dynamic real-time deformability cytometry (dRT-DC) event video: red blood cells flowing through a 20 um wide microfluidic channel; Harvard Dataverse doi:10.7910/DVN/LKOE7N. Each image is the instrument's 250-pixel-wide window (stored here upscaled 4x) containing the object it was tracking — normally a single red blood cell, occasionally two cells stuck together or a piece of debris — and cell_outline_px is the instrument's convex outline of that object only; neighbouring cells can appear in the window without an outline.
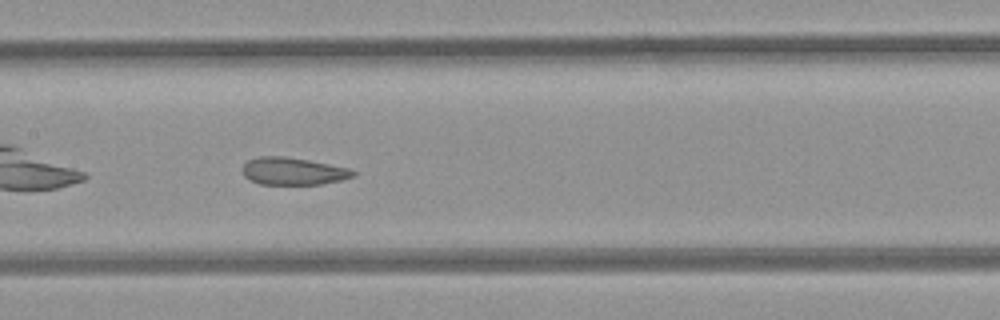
{"species": "common noctule bat (a hibernating species)", "species_latin": "Nyctalus noctula", "temperature_condition": "room temperature", "stored_images_in_passage": 35, "camera_frame_rate_fps": 3000, "um_per_image_px": 0.085, "animal": {"sex": "female", "body_mass_g": 21.9}, "frame": {"image": 1, "passage_image": 11, "time_ms": 3.333, "image_size_px": [1000, 320], "cell_outline_px": [[356, 176], [340, 180], [320, 184], [260, 184], [248, 180], [244, 176], [240, 168], [248, 160], [260, 156], [284, 156], [308, 160], [348, 168], [356, 172]], "centroid_in_image_um": [24.86, 14.55], "position_along_channel_um": 182.5, "area_um2": 17.69}, "authors_computed_cell_mechanics": {"area_um2": 19.1896, "velocity_mm_per_s": 3.9681, "shape_relaxation_time_tau1_ms": null, "shape_relaxation_time_tau2_ms": 1.8346, "deformation_change_tau1": null, "deformation_change_tau2": 0.0844}}